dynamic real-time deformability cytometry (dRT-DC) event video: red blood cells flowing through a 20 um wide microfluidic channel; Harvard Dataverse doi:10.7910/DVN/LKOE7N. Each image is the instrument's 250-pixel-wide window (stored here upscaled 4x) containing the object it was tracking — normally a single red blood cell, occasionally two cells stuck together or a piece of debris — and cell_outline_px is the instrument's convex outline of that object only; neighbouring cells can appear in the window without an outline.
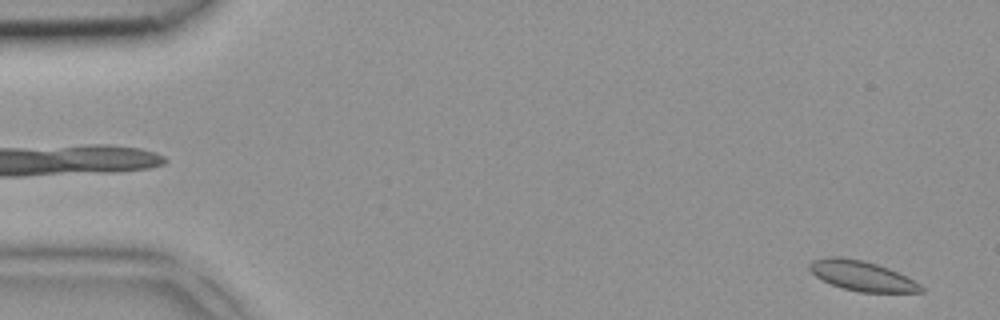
{"species": "common noctule bat (a hibernating species)", "species_latin": "Nyctalus noctula", "temperature_condition": "room temperature", "stored_images_in_passage": 4, "segment_of_instrument_passage": [2, 2], "camera_frame_rate_fps": 3000, "um_per_image_px": 0.085, "animal": {"sex": "female", "body_mass_g": 18.4}, "frame": {"image": 1, "passage_image": 4, "time_ms": 1.0, "image_size_px": [1000, 320], "cell_outline_px": [[924, 292], [860, 292], [844, 288], [832, 284], [816, 276], [808, 268], [808, 264], [812, 260], [824, 256], [840, 256], [864, 260], [888, 268], [920, 284], [924, 288]], "centroid_in_image_um": [73.22, 23.42], "position_along_channel_um": 11.8, "area_um2": 19.31}}